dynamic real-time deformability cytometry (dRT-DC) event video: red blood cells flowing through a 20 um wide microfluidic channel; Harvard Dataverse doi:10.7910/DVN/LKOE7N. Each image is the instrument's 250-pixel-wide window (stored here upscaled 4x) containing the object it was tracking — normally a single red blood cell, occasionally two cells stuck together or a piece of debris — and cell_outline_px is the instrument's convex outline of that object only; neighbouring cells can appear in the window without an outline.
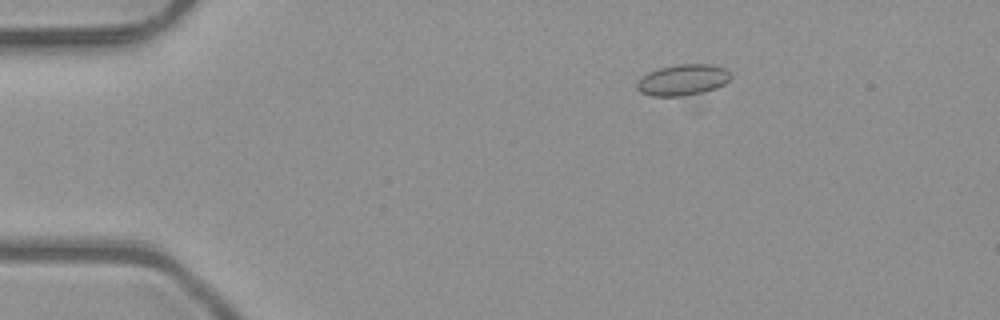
{"species": "common noctule bat (a hibernating species)", "species_latin": "Nyctalus noctula", "temperature_condition": "room temperature", "stored_images_in_passage": 4, "camera_frame_rate_fps": 3000, "um_per_image_px": 0.085, "animal": {"sex": "male", "body_mass_g": 23.1, "forearm_length_mm": 52.7}, "frame": {"image": 1, "passage_image": 2, "time_ms": 0.333, "image_size_px": [1000, 320], "cell_outline_px": [[732, 76], [724, 84], [716, 88], [704, 92], [684, 96], [652, 96], [640, 92], [636, 88], [636, 84], [648, 72], [660, 68], [680, 64], [708, 64], [724, 68]], "centroid_in_image_um": [58.04, 6.8], "position_along_channel_um": 27.0, "area_um2": 16.82}}
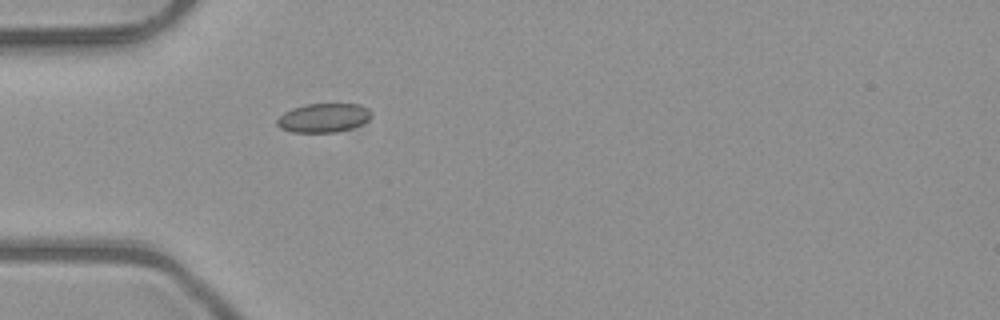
{"frame": {"image": 2, "passage_image": 4, "time_ms": 1.0, "image_size_px": [1000, 320], "cell_outline_px": [[372, 116], [364, 124], [352, 128], [336, 132], [292, 132], [280, 128], [276, 124], [276, 120], [284, 112], [292, 108], [304, 104], [360, 104], [368, 108], [372, 112]], "centroid_in_image_um": [27.52, 10.01], "position_along_channel_um": 57.5, "area_um2": 16.13}}